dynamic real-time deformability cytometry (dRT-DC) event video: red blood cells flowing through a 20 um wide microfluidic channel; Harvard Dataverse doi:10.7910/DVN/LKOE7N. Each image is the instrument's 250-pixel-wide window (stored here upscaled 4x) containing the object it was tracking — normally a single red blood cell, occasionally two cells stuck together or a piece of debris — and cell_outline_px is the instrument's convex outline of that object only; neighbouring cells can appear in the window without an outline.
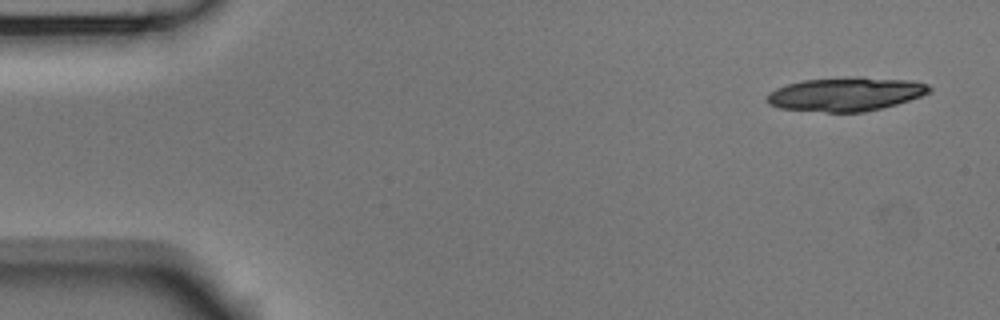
{"species": "Egyptian fruit bat (a non-hibernating species)", "species_latin": "Rousettus aegyptiacus", "temperature_condition": "room temperature", "stored_images_in_passage": 5, "camera_frame_rate_fps": 3000, "um_per_image_px": 0.085, "animal": {"sex": "male"}, "frame": {"image": 1, "passage_image": 1, "time_ms": 0.0, "image_size_px": [1000, 320], "cell_outline_px": [[932, 92], [896, 104], [864, 112], [828, 112], [780, 108], [768, 104], [768, 92], [776, 88], [788, 84], [804, 80], [852, 76], [860, 76], [912, 80], [928, 84], [932, 88]], "centroid_in_image_um": [71.93, 7.98], "position_along_channel_um": 13.1, "area_um2": 32.08}}